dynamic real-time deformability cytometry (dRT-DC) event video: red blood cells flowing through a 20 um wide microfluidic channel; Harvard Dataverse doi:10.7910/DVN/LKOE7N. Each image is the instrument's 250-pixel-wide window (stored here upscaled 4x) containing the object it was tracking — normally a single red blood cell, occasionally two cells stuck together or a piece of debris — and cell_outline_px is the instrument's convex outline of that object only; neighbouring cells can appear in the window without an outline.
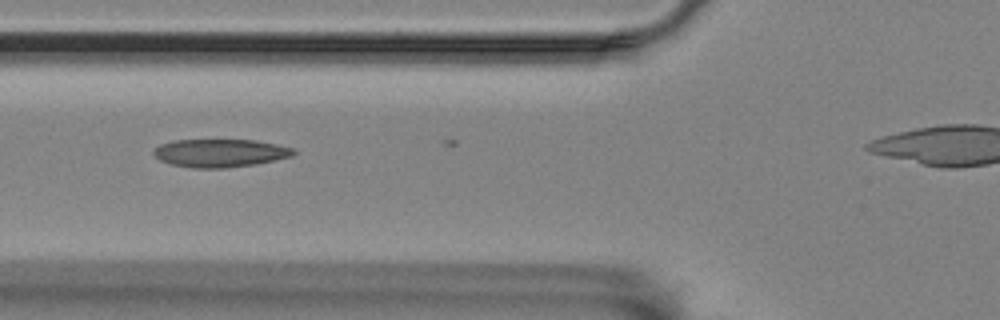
{"species": "Egyptian fruit bat (a non-hibernating species)", "species_latin": "Rousettus aegyptiacus", "temperature_condition": "room temperature", "stored_images_in_passage": 5, "camera_frame_rate_fps": 3000, "um_per_image_px": 0.085, "animal": {"sex": "female"}, "frame": {"image": 1, "passage_image": 3, "time_ms": 0.667, "image_size_px": [1000, 320], "cell_outline_px": [[296, 152], [292, 156], [256, 164], [224, 168], [192, 168], [172, 164], [160, 160], [152, 152], [160, 144], [172, 140], [256, 140], [276, 144], [292, 148]], "centroid_in_image_um": [18.7, 13.0], "position_along_channel_um": 107.1, "area_um2": 22.77}}